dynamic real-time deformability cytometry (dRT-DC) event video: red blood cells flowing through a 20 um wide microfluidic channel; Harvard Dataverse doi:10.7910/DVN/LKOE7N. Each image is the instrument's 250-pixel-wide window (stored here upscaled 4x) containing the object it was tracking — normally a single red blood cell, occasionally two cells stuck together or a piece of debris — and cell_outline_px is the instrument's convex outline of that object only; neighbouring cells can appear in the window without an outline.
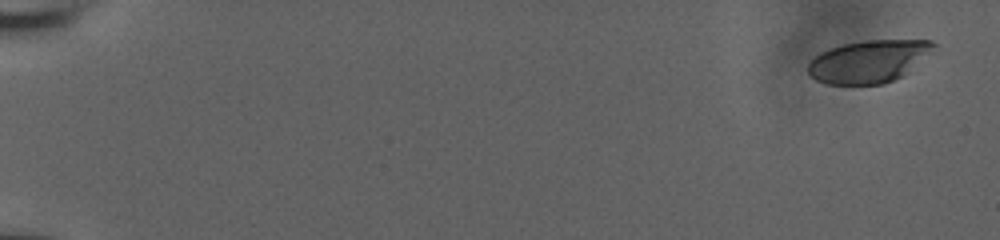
{"species": "human", "species_latin": "Homo sapiens", "temperature_condition": "room temperature", "stored_images_in_passage": 8, "camera_frame_rate_fps": 3000, "um_per_image_px": 0.085, "donor": {"sex": "male"}, "frame": {"image": 1, "passage_image": 1, "time_ms": 0.0, "image_size_px": [1000, 240], "cell_outline_px": [[936, 52], [900, 76], [884, 84], [828, 84], [816, 80], [808, 72], [808, 64], [820, 52], [844, 44], [864, 40], [932, 40], [936, 44]], "centroid_in_image_um": [73.9, 5.2], "position_along_channel_um": 11.1, "area_um2": 31.1}}
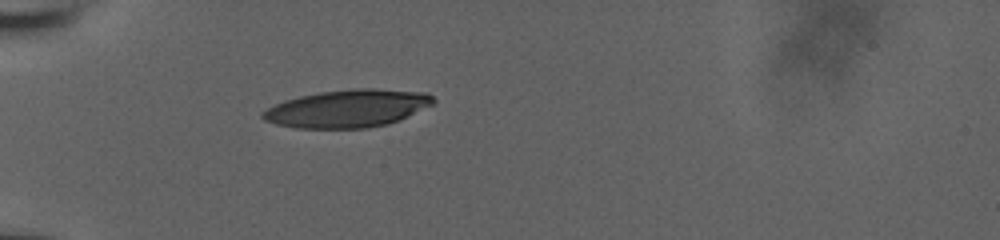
{"frame": {"image": 2, "passage_image": 6, "time_ms": 1.667, "image_size_px": [1000, 240], "cell_outline_px": [[436, 100], [432, 104], [388, 124], [368, 128], [296, 128], [276, 124], [264, 120], [260, 116], [260, 112], [284, 100], [300, 96], [320, 92], [356, 88], [372, 88], [428, 92]], "centroid_in_image_um": [29.51, 9.22], "position_along_channel_um": 55.5, "area_um2": 37.34}}
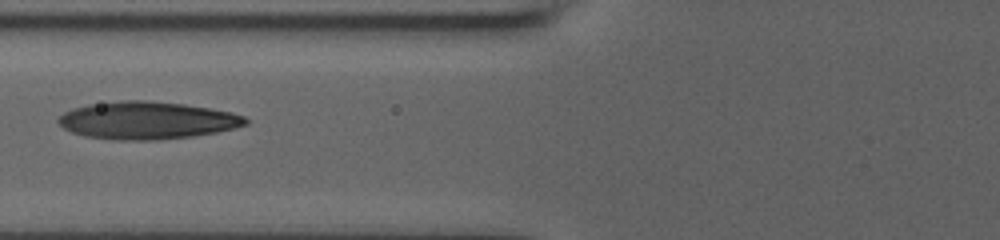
{"frame": {"image": 3, "passage_image": 8, "time_ms": 2.333, "image_size_px": [1000, 240], "cell_outline_px": [[248, 124], [216, 132], [192, 136], [156, 140], [116, 140], [84, 136], [72, 132], [64, 128], [56, 120], [64, 112], [72, 108], [88, 104], [124, 100], [144, 100], [184, 104], [232, 112], [244, 116], [248, 120]], "centroid_in_image_um": [12.47, 10.23], "position_along_channel_um": 113.3, "area_um2": 40.86}}